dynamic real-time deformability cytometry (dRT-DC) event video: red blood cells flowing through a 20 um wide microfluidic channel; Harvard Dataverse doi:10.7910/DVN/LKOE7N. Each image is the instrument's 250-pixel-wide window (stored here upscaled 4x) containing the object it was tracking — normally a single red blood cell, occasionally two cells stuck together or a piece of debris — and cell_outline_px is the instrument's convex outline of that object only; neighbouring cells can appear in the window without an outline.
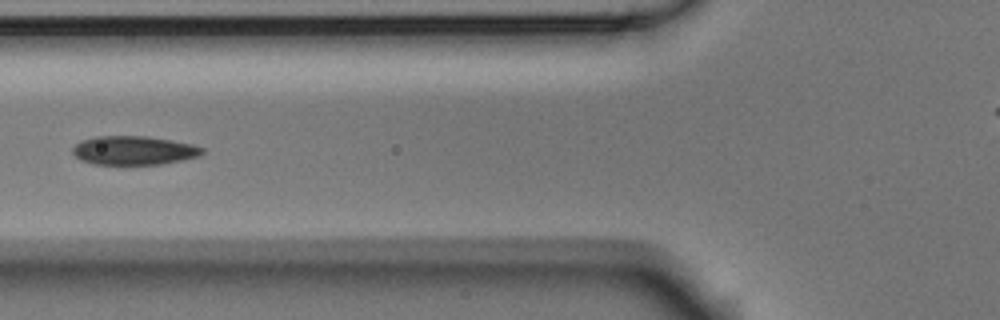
{"species": "Egyptian fruit bat (a non-hibernating species)", "species_latin": "Rousettus aegyptiacus", "temperature_condition": "room temperature", "stored_images_in_passage": 5, "camera_frame_rate_fps": 3000, "um_per_image_px": 0.085, "animal": {"sex": "male"}, "frame": {"image": 1, "passage_image": 5, "time_ms": 1.333, "image_size_px": [1000, 320], "cell_outline_px": [[204, 152], [200, 156], [160, 164], [92, 164], [80, 160], [72, 152], [72, 148], [80, 140], [96, 136], [148, 136], [172, 140], [192, 144], [204, 148]], "centroid_in_image_um": [11.36, 12.78], "position_along_channel_um": 114.4, "area_um2": 21.85}}